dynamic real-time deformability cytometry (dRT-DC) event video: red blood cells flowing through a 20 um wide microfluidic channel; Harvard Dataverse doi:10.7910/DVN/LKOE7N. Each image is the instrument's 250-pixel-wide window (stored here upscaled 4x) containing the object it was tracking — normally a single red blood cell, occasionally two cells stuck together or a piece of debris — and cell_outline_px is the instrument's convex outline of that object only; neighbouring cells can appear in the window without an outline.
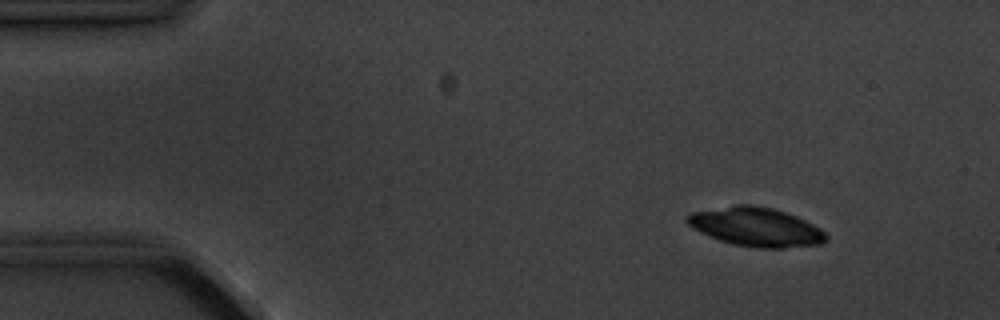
{"species": "common noctule bat (a hibernating species)", "species_latin": "Nyctalus noctula", "temperature_condition": "cold", "stored_images_in_passage": 6, "camera_frame_rate_fps": 3000, "um_per_image_px": 0.085, "animal": {"sex": "male", "body_mass_g": 20.1, "forearm_length_mm": 53.5}, "frame": {"image": 1, "passage_image": 2, "time_ms": 1.333, "image_size_px": [1000, 320], "cell_outline_px": [[828, 240], [820, 244], [784, 248], [760, 248], [732, 244], [708, 236], [692, 228], [684, 220], [684, 216], [692, 212], [736, 204], [752, 204], [772, 208], [796, 216], [820, 228], [828, 236]], "centroid_in_image_um": [64.23, 19.28], "position_along_channel_um": 20.8, "area_um2": 31.62}}